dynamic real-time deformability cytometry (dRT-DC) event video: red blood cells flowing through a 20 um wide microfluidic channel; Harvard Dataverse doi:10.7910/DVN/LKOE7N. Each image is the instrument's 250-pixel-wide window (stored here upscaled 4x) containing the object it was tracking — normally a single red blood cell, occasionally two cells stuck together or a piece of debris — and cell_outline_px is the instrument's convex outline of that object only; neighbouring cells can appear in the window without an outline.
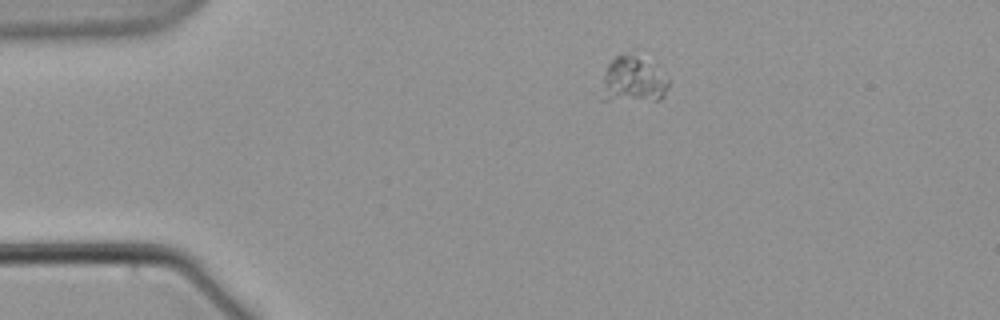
{"species": "common noctule bat (a hibernating species)", "species_latin": "Nyctalus noctula", "temperature_condition": "warm", "stored_images_in_passage": 3, "camera_frame_rate_fps": 3000, "um_per_image_px": 0.085, "animal": {"sex": "male", "body_mass_g": 21.5, "forearm_length_mm": 52.0}, "frame": {"image": 1, "passage_image": 1, "time_ms": 0.0, "image_size_px": [1000, 320], "cell_outline_px": [[668, 84], [664, 96], [660, 100], [600, 100], [604, 72], [608, 64], [616, 56], [632, 56], [640, 60], [668, 80]], "centroid_in_image_um": [53.72, 6.89], "position_along_channel_um": 31.3, "area_um2": 16.88}}